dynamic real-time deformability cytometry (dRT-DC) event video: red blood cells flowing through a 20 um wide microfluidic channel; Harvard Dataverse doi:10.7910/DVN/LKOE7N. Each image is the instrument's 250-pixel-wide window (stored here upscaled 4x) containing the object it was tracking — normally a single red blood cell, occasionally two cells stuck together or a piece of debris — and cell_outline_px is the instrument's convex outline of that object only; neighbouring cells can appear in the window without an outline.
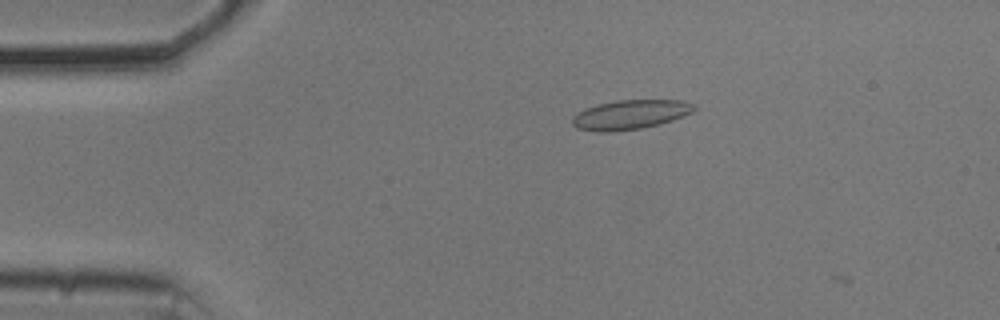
{"species": "common noctule bat (a hibernating species)", "species_latin": "Nyctalus noctula", "temperature_condition": "cold", "stored_images_in_passage": 48, "camera_frame_rate_fps": 3000, "um_per_image_px": 0.085, "animal": {"sex": "male", "body_mass_g": 20.5, "forearm_length_mm": 52.5}, "frame": {"image": 1, "passage_image": 4, "time_ms": 1.0, "image_size_px": [1000, 320], "cell_outline_px": [[696, 108], [692, 112], [672, 120], [660, 124], [640, 128], [612, 132], [596, 132], [576, 128], [572, 124], [572, 116], [596, 104], [616, 100], [680, 100], [696, 104]], "centroid_in_image_um": [53.56, 9.74], "position_along_channel_um": 31.4, "area_um2": 20.87}}
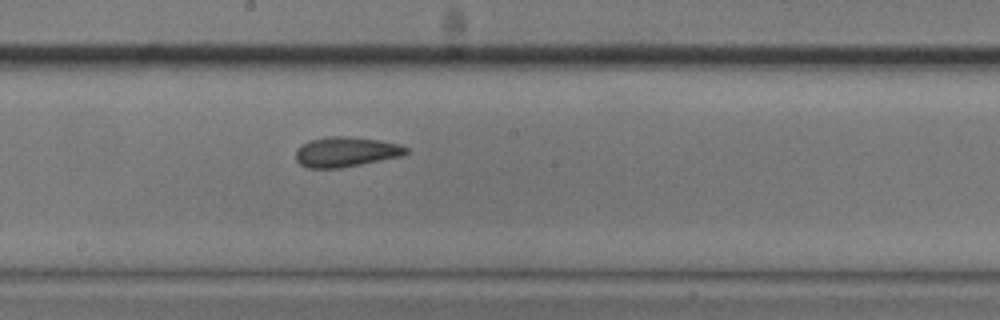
{"frame": {"image": 2, "passage_image": 23, "time_ms": 7.333, "image_size_px": [1000, 320], "cell_outline_px": [[408, 152], [400, 156], [340, 168], [308, 168], [300, 164], [296, 160], [296, 148], [300, 144], [308, 140], [328, 136], [348, 136], [380, 140], [400, 144], [408, 148]], "centroid_in_image_um": [29.35, 12.89], "position_along_channel_um": 218.8, "area_um2": 19.36}}
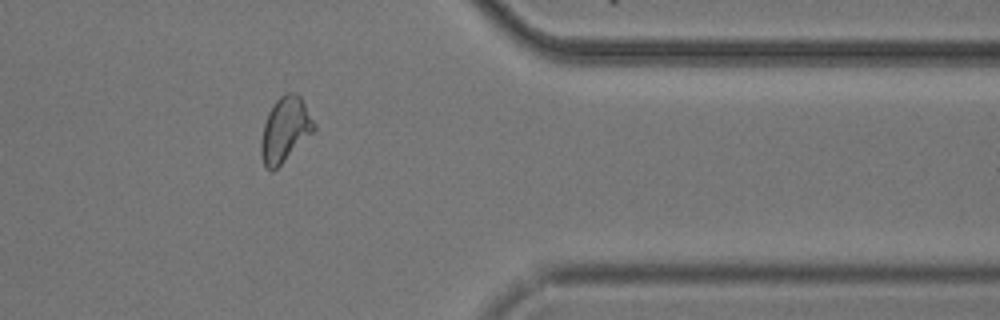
{"frame": {"image": 3, "passage_image": 38, "time_ms": 12.333, "image_size_px": [1000, 320], "cell_outline_px": [[316, 128], [272, 172], [264, 164], [260, 156], [260, 140], [264, 124], [268, 112], [272, 104], [284, 92], [296, 92], [300, 96], [316, 124]], "centroid_in_image_um": [24.2, 10.97], "position_along_channel_um": 387.2, "area_um2": 19.77}, "authors_computed_cell_mechanics": {"area_um2": 19.6231, "velocity_mm_per_s": 3.6889, "shape_relaxation_time_tau1_ms": null, "shape_relaxation_time_tau2_ms": 1.8946, "deformation_change_tau1": null, "deformation_change_tau2": 0.0625}}